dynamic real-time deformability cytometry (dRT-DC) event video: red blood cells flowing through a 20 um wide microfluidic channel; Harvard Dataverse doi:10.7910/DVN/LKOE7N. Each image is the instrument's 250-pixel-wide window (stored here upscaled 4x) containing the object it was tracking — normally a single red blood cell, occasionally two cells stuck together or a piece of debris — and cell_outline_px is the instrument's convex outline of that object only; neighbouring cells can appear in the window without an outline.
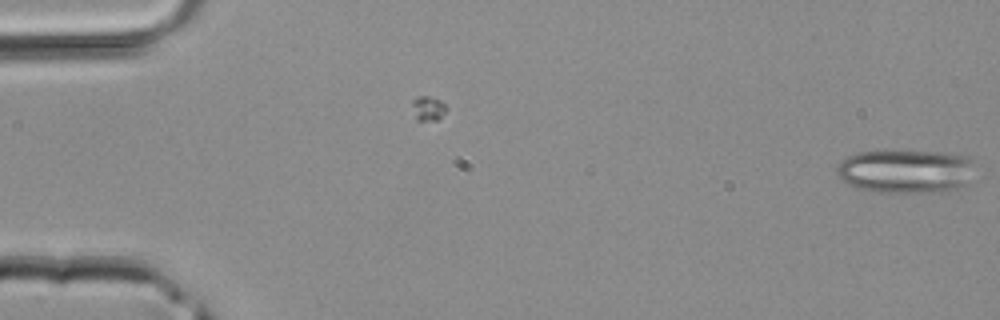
{"species": "common noctule bat (a hibernating species)", "species_latin": "Nyctalus noctula", "temperature_condition": "room temperature", "stored_images_in_passage": 4, "camera_frame_rate_fps": 3000, "um_per_image_px": 0.085, "animal": {"sex": "male", "body_mass_g": 20.4}, "frame": {"image": 1, "passage_image": 4, "time_ms": 1.0, "image_size_px": [1000, 320], "cell_outline_px": [[972, 160], [968, 184], [956, 188], [940, 192], [880, 192], [860, 188], [848, 184], [836, 176], [836, 164], [840, 160], [856, 152], [896, 148], [940, 152], [968, 156]], "centroid_in_image_um": [76.9, 14.5], "position_along_channel_um": 8.1, "area_um2": 36.01}}